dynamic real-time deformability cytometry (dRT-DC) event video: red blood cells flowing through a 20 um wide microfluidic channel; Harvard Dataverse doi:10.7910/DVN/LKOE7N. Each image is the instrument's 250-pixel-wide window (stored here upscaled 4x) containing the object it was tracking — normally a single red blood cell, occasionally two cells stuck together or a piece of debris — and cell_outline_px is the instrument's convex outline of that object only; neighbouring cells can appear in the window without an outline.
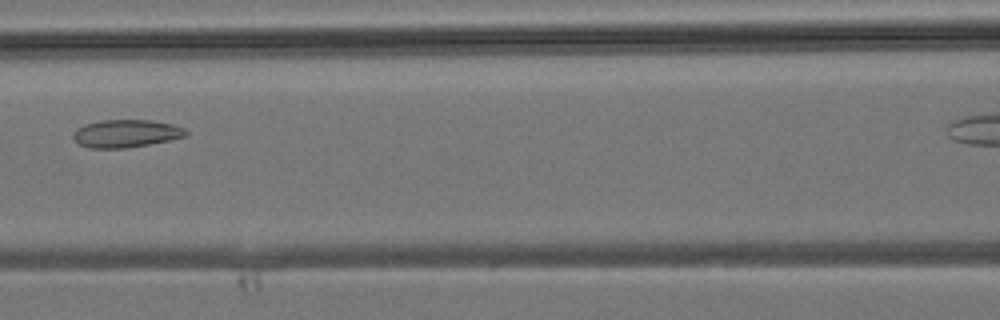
{"species": "common noctule bat (a hibernating species)", "species_latin": "Nyctalus noctula", "temperature_condition": "room temperature", "stored_images_in_passage": 30, "camera_frame_rate_fps": 3000, "um_per_image_px": 0.085, "animal": {"sex": "male", "body_mass_g": 19.2, "forearm_length_mm": 51.8}, "frame": {"image": 1, "passage_image": 14, "time_ms": 4.333, "image_size_px": [1000, 320], "cell_outline_px": [[188, 132], [184, 136], [168, 140], [148, 144], [124, 148], [88, 148], [80, 144], [72, 136], [72, 132], [76, 128], [84, 124], [104, 120], [152, 120], [172, 124], [184, 128]], "centroid_in_image_um": [10.67, 11.34], "position_along_channel_um": 155.9, "area_um2": 18.09}}
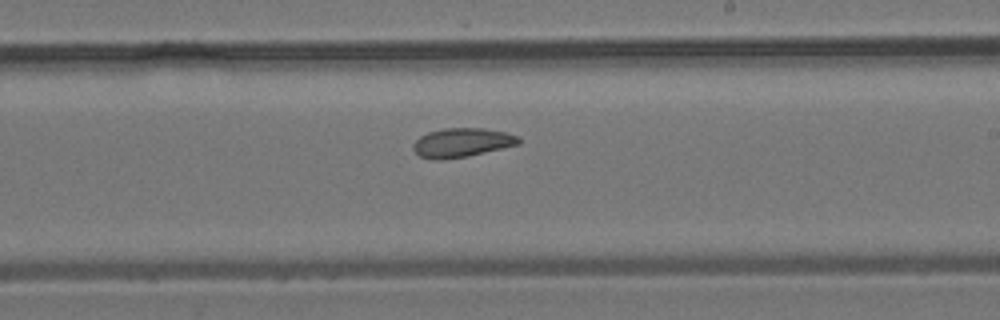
{"frame": {"image": 2, "passage_image": 20, "time_ms": 6.333, "image_size_px": [1000, 320], "cell_outline_px": [[520, 144], [468, 156], [444, 160], [432, 160], [420, 156], [412, 148], [412, 144], [420, 136], [428, 132], [444, 128], [484, 128], [504, 132], [520, 136]], "centroid_in_image_um": [39.25, 12.13], "position_along_channel_um": 249.8, "area_um2": 17.98}}
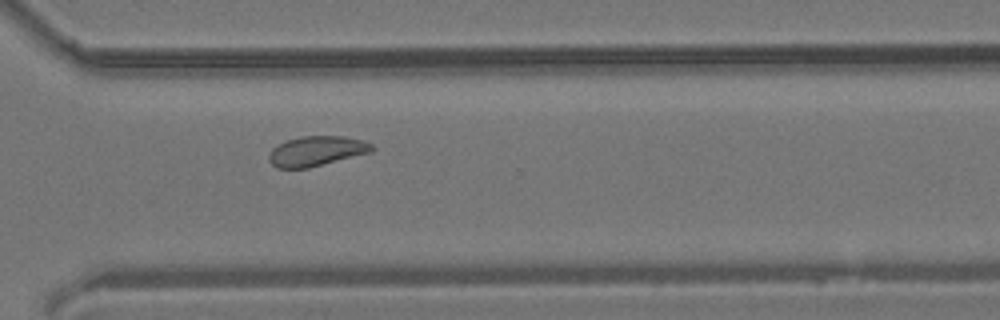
{"frame": {"image": 3, "passage_image": 26, "time_ms": 8.333, "image_size_px": [1000, 320], "cell_outline_px": [[376, 148], [372, 152], [308, 168], [276, 168], [268, 160], [268, 156], [272, 148], [288, 140], [300, 136], [344, 136], [360, 140], [372, 144]], "centroid_in_image_um": [26.91, 12.84], "position_along_channel_um": 343.7, "area_um2": 17.92}}